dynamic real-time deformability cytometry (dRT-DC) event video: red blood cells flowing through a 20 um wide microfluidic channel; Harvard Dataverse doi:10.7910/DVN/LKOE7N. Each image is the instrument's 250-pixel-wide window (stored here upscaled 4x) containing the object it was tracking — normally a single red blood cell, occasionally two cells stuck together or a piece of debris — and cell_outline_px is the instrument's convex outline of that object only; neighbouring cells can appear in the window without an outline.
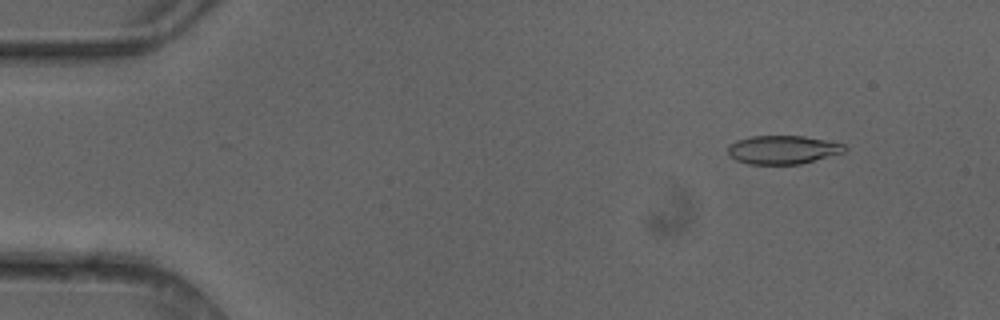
{"species": "common noctule bat (a hibernating species)", "species_latin": "Nyctalus noctula", "temperature_condition": "cold", "stored_images_in_passage": 6, "camera_frame_rate_fps": 3000, "um_per_image_px": 0.085, "animal": {"sex": "female"}, "frame": {"image": 1, "passage_image": 2, "time_ms": 0.333, "image_size_px": [1000, 320], "cell_outline_px": [[848, 148], [844, 152], [800, 164], [748, 164], [736, 160], [728, 156], [728, 144], [736, 140], [752, 136], [804, 136], [844, 144]], "centroid_in_image_um": [66.5, 12.73], "position_along_channel_um": 18.5, "area_um2": 19.42}}
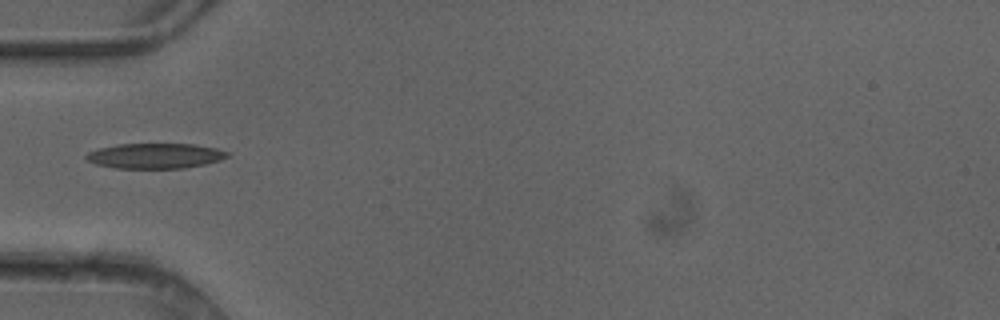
{"frame": {"image": 2, "passage_image": 5, "time_ms": 1.333, "image_size_px": [1000, 320], "cell_outline_px": [[232, 152], [228, 156], [220, 160], [204, 164], [184, 168], [116, 168], [96, 164], [88, 160], [84, 156], [88, 152], [100, 148], [116, 144], [196, 144], [216, 148]], "centroid_in_image_um": [13.22, 13.24], "position_along_channel_um": 71.8, "area_um2": 20.75}}
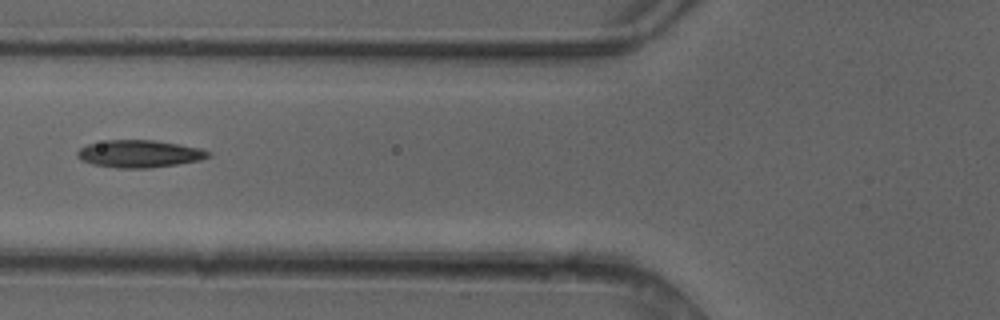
{"frame": {"image": 3, "passage_image": 6, "time_ms": 1.667, "image_size_px": [1000, 320], "cell_outline_px": [[212, 156], [200, 160], [176, 164], [148, 168], [116, 168], [92, 164], [80, 160], [76, 156], [76, 152], [80, 148], [88, 144], [108, 140], [156, 140], [180, 144], [200, 148], [212, 152]], "centroid_in_image_um": [11.85, 13.07], "position_along_channel_um": 113.9, "area_um2": 21.04}}